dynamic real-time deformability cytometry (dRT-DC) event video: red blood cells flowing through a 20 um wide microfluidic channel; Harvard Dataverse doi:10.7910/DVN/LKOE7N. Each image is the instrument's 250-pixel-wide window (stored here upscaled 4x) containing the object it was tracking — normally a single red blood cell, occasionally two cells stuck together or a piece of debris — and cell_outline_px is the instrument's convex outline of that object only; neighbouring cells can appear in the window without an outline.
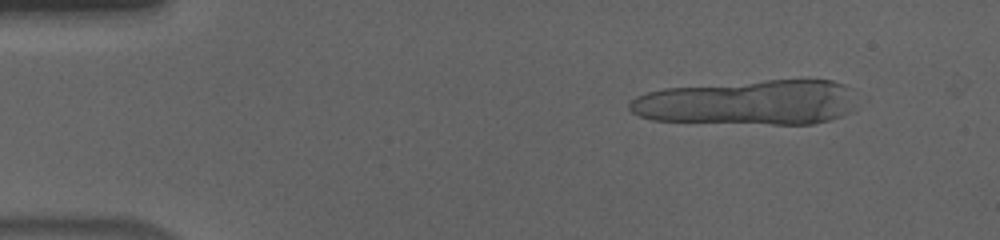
{"species": "human", "species_latin": "Homo sapiens", "temperature_condition": "cold", "stored_images_in_passage": 42, "segment_of_instrument_passage": [1, 2], "camera_frame_rate_fps": 3000, "um_per_image_px": 0.085, "donor": {"sex": "male"}, "frame": {"image": 1, "passage_image": 7, "time_ms": 2.0, "image_size_px": [1000, 240], "cell_outline_px": [[840, 84], [836, 116], [828, 120], [812, 124], [772, 124], [656, 120], [640, 116], [632, 112], [628, 108], [628, 104], [632, 100], [648, 92], [664, 88], [768, 80], [832, 80]], "centroid_in_image_um": [63.19, 8.72], "position_along_channel_um": 21.8, "area_um2": 56.01}}